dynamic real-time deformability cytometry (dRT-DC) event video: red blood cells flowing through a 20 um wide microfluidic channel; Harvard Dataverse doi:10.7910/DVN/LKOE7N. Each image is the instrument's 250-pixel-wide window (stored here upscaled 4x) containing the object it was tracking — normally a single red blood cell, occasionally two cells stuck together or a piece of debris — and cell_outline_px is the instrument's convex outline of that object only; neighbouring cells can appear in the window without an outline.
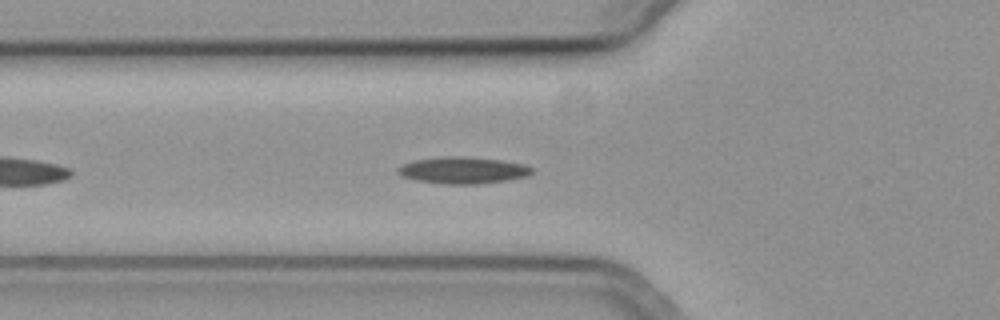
{"species": "common noctule bat (a hibernating species)", "species_latin": "Nyctalus noctula", "temperature_condition": "cold", "stored_images_in_passage": 41, "camera_frame_rate_fps": 3000, "um_per_image_px": 0.085, "animal": {"sex": "female", "body_mass_g": 19.3, "forearm_length_mm": 54.1}, "frame": {"image": 1, "passage_image": 7, "time_ms": 2.0, "image_size_px": [1000, 320], "cell_outline_px": [[532, 172], [528, 176], [508, 180], [476, 184], [448, 184], [416, 180], [404, 176], [396, 172], [396, 168], [404, 164], [416, 160], [444, 156], [464, 156], [500, 160], [524, 164], [532, 168]], "centroid_in_image_um": [39.36, 14.47], "position_along_channel_um": 86.4, "area_um2": 20.69}}
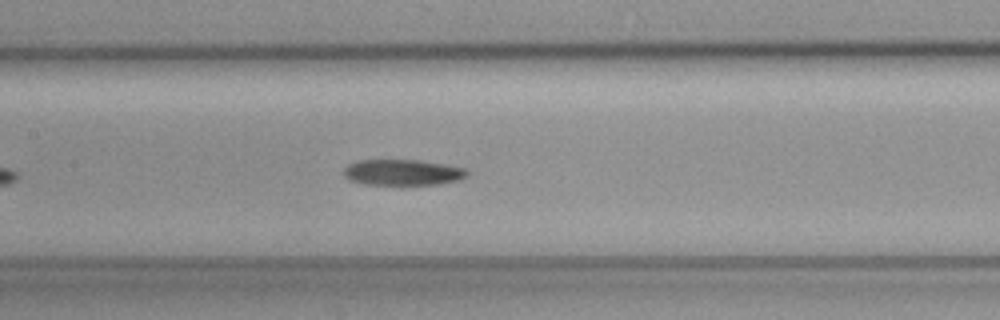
{"frame": {"image": 2, "passage_image": 14, "time_ms": 4.333, "image_size_px": [1000, 320], "cell_outline_px": [[468, 176], [460, 180], [440, 184], [364, 184], [348, 180], [344, 176], [344, 168], [348, 164], [356, 160], [420, 160], [444, 164], [464, 168], [468, 172]], "centroid_in_image_um": [34.21, 14.65], "position_along_channel_um": 173.2, "area_um2": 18.67}}
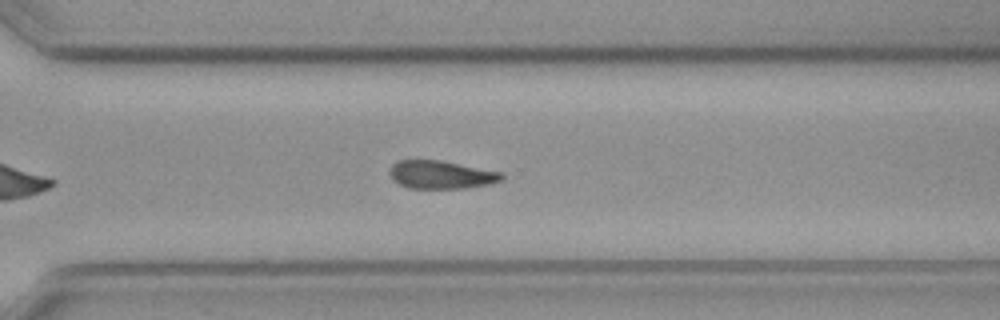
{"frame": {"image": 3, "passage_image": 27, "time_ms": 8.667, "image_size_px": [1000, 320], "cell_outline_px": [[504, 180], [492, 184], [464, 188], [408, 188], [392, 180], [388, 172], [392, 164], [396, 160], [440, 160], [504, 172]], "centroid_in_image_um": [37.52, 14.84], "position_along_channel_um": 333.1, "area_um2": 18.67}, "authors_computed_cell_mechanics": {"area_um2": 18.9006, "velocity_mm_per_s": 3.6979, "shape_relaxation_time_tau1_ms": 9.9769, "shape_relaxation_time_tau2_ms": null, "deformation_change_tau1": 0.134, "deformation_change_tau2": null}}